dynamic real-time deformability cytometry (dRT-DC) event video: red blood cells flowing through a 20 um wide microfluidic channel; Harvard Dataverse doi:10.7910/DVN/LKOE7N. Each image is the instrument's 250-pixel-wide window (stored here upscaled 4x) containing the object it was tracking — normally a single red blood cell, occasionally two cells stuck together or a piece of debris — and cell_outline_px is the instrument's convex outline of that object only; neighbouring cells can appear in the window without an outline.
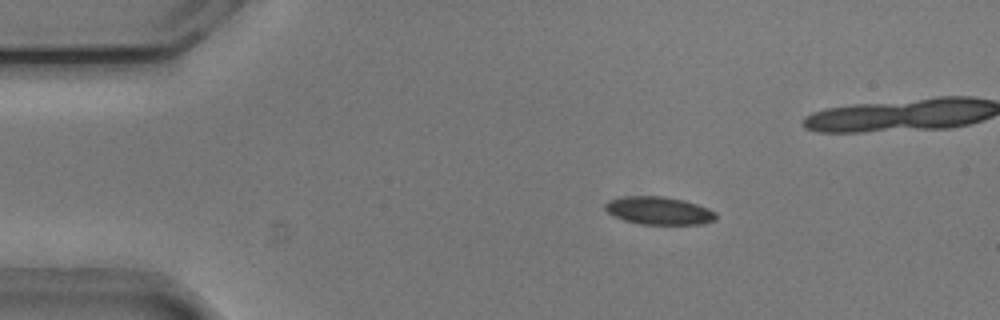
{"species": "common noctule bat (a hibernating species)", "species_latin": "Nyctalus noctula", "temperature_condition": "cold", "stored_images_in_passage": 47, "camera_frame_rate_fps": 3000, "um_per_image_px": 0.085, "animal": {"sex": "male", "body_mass_g": 20.5, "forearm_length_mm": 52.5}, "frame": {"image": 1, "passage_image": 10, "time_ms": 3.0, "image_size_px": [1000, 320], "cell_outline_px": [[716, 220], [704, 224], [640, 224], [624, 220], [612, 216], [604, 208], [604, 204], [608, 200], [624, 196], [660, 196], [684, 200], [708, 208], [716, 212]], "centroid_in_image_um": [55.99, 17.91], "position_along_channel_um": 29.0, "area_um2": 18.09}}
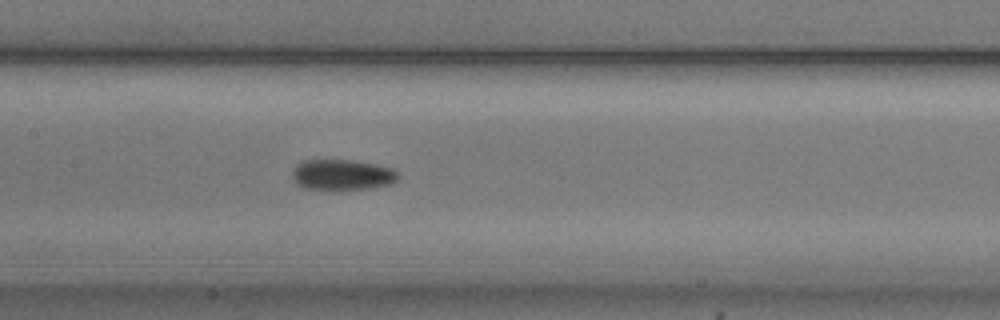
{"frame": {"image": 2, "passage_image": 26, "time_ms": 8.333, "image_size_px": [1000, 320], "cell_outline_px": [[400, 176], [392, 184], [372, 188], [340, 192], [328, 192], [304, 188], [296, 184], [292, 180], [292, 172], [296, 164], [304, 160], [352, 160], [376, 164], [392, 168], [400, 172]], "centroid_in_image_um": [29.08, 14.91], "position_along_channel_um": 178.3, "area_um2": 20.0}}
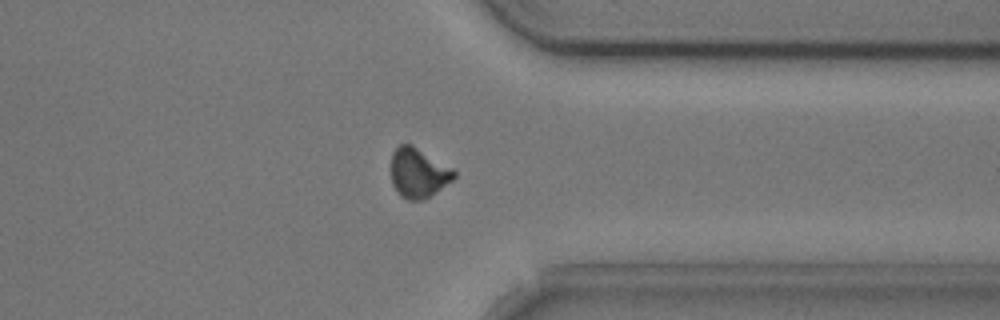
{"frame": {"image": 3, "passage_image": 42, "time_ms": 13.667, "image_size_px": [1000, 320], "cell_outline_px": [[456, 176], [452, 180], [424, 200], [408, 200], [400, 196], [392, 184], [392, 152], [400, 144], [412, 144], [452, 168], [456, 172]], "centroid_in_image_um": [35.55, 14.7], "position_along_channel_um": 375.9, "area_um2": 18.09}}